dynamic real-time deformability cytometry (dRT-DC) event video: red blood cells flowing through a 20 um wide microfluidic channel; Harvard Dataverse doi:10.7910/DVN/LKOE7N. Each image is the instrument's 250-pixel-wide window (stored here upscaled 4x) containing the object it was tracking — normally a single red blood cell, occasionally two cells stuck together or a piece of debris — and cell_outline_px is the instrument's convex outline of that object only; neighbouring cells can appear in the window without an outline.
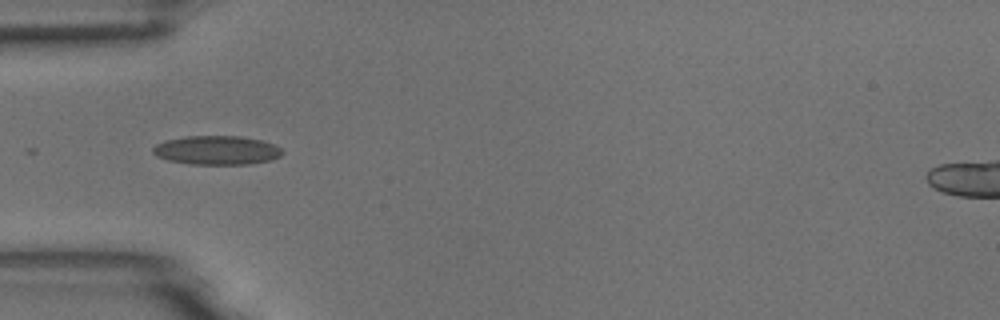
{"species": "common noctule bat (a hibernating species)", "species_latin": "Nyctalus noctula", "temperature_condition": "room temperature", "stored_images_in_passage": 11, "camera_frame_rate_fps": 3000, "um_per_image_px": 0.085, "animal": {"sex": "male", "body_mass_g": 18.8}, "frame": {"image": 1, "passage_image": 1, "time_ms": 0.0, "image_size_px": [1000, 320], "cell_outline_px": [[284, 152], [280, 156], [272, 160], [252, 164], [192, 164], [168, 160], [156, 156], [152, 152], [152, 148], [156, 144], [164, 140], [184, 136], [240, 136], [260, 140], [276, 144]], "centroid_in_image_um": [18.43, 12.77], "position_along_channel_um": 66.6, "area_um2": 22.02}}
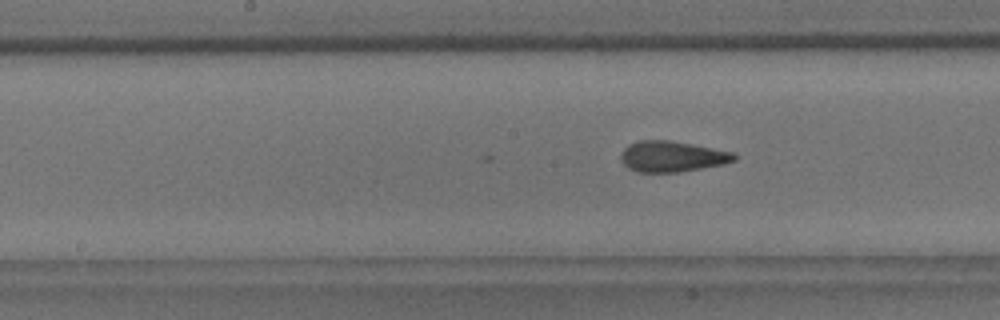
{"frame": {"image": 2, "passage_image": 11, "time_ms": 3.333, "image_size_px": [1000, 320], "cell_outline_px": [[736, 160], [724, 164], [680, 172], [636, 172], [628, 168], [620, 160], [620, 156], [624, 148], [628, 144], [640, 140], [668, 140], [692, 144], [736, 152]], "centroid_in_image_um": [57.13, 13.3], "position_along_channel_um": 191.1, "area_um2": 20.52}}